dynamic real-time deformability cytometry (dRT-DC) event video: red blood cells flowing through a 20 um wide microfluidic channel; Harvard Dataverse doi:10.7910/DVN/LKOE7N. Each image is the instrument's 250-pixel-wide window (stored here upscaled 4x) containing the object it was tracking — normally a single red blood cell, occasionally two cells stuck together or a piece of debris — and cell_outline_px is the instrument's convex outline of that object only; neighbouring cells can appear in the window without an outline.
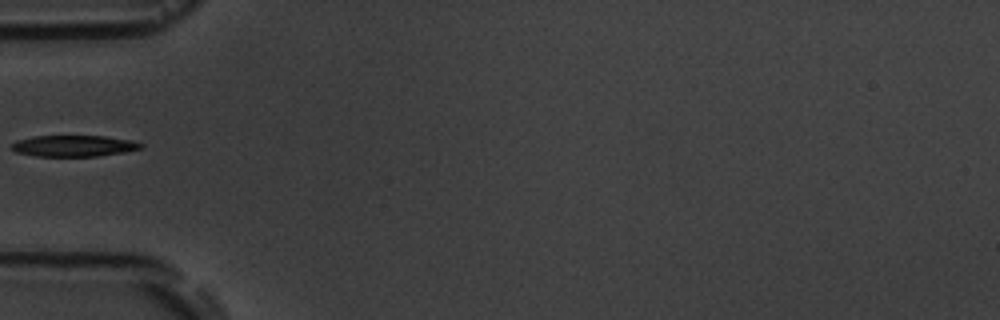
{"species": "common noctule bat (a hibernating species)", "species_latin": "Nyctalus noctula", "temperature_condition": "room temperature", "stored_images_in_passage": 4, "camera_frame_rate_fps": 3000, "um_per_image_px": 0.085, "animal": {"sex": "male", "body_mass_g": 19.5, "forearm_length_mm": 54.6}, "frame": {"image": 1, "passage_image": 3, "time_ms": 2.333, "image_size_px": [1000, 320], "cell_outline_px": [[144, 148], [124, 152], [100, 156], [36, 156], [16, 152], [12, 148], [12, 144], [16, 140], [32, 136], [104, 136], [132, 140], [144, 144]], "centroid_in_image_um": [6.31, 12.4], "position_along_channel_um": 78.7, "area_um2": 16.07}}
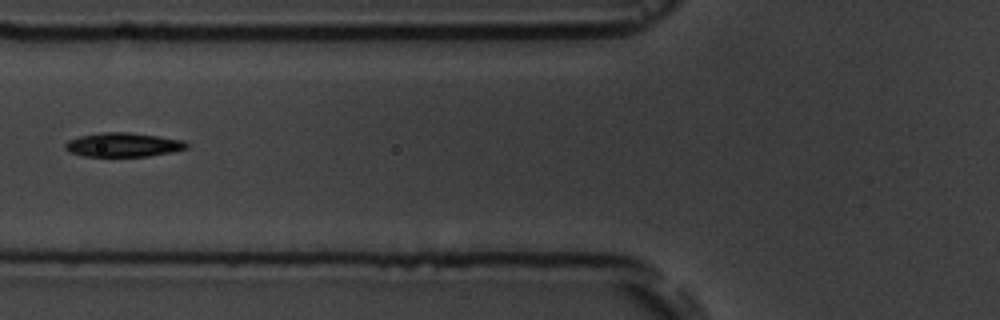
{"frame": {"image": 2, "passage_image": 4, "time_ms": 3.333, "image_size_px": [1000, 320], "cell_outline_px": [[188, 148], [172, 152], [148, 156], [84, 156], [68, 152], [64, 148], [64, 144], [68, 140], [80, 136], [104, 132], [128, 132], [184, 140], [188, 144]], "centroid_in_image_um": [10.45, 12.31], "position_along_channel_um": 115.3, "area_um2": 16.99}}